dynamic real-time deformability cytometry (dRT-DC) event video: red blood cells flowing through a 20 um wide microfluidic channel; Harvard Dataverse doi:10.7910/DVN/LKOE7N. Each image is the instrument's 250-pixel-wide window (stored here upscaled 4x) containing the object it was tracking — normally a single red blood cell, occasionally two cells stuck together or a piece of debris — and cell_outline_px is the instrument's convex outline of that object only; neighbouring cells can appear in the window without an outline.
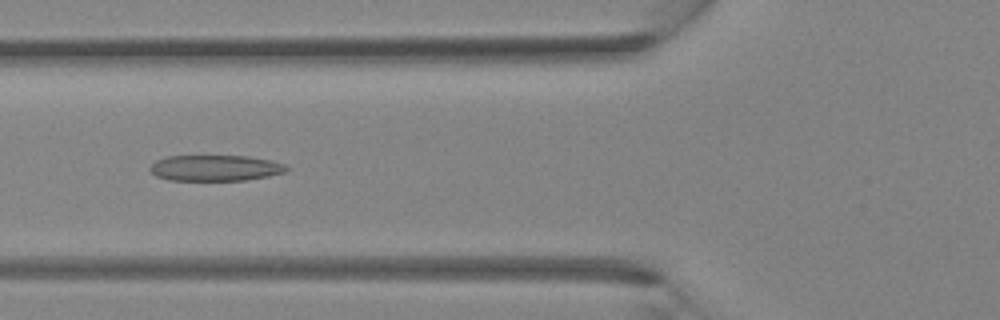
{"species": "Egyptian fruit bat (a non-hibernating species)", "species_latin": "Rousettus aegyptiacus", "temperature_condition": "room temperature", "stored_images_in_passage": 39, "camera_frame_rate_fps": 3000, "um_per_image_px": 0.085, "animal": {"sex": "female"}, "frame": {"image": 1, "passage_image": 15, "time_ms": 4.667, "image_size_px": [1000, 320], "cell_outline_px": [[292, 168], [284, 172], [268, 176], [244, 180], [168, 180], [156, 176], [148, 168], [156, 160], [168, 156], [248, 156], [272, 160], [284, 164]], "centroid_in_image_um": [18.31, 14.27], "position_along_channel_um": 107.5, "area_um2": 20.63}}
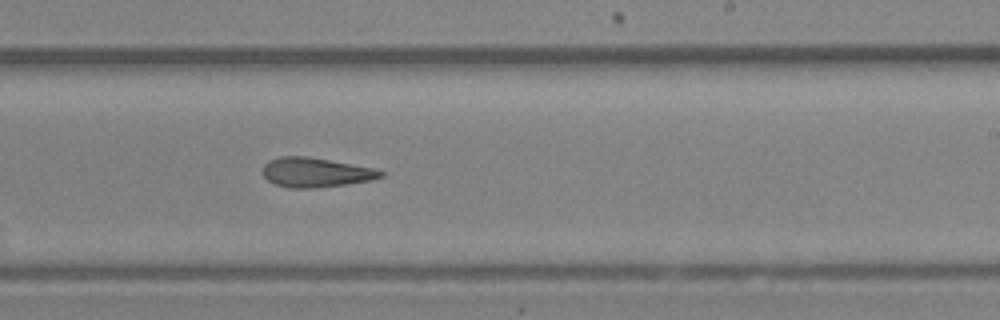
{"frame": {"image": 2, "passage_image": 24, "time_ms": 7.667, "image_size_px": [1000, 320], "cell_outline_px": [[384, 176], [372, 180], [344, 184], [312, 188], [288, 188], [276, 184], [268, 180], [264, 176], [264, 164], [268, 160], [280, 156], [308, 156], [372, 168], [384, 172]], "centroid_in_image_um": [26.81, 14.65], "position_along_channel_um": 262.2, "area_um2": 20.06}}
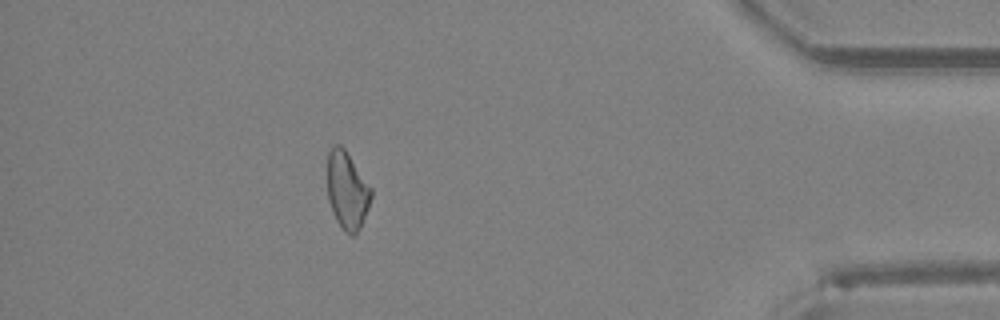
{"frame": {"image": 3, "passage_image": 35, "time_ms": 11.333, "image_size_px": [1000, 320], "cell_outline_px": [[372, 196], [368, 208], [360, 228], [352, 236], [344, 232], [336, 220], [332, 212], [328, 200], [328, 152], [336, 144], [340, 144], [344, 148], [372, 188]], "centroid_in_image_um": [29.51, 16.2], "position_along_channel_um": 405.7, "area_um2": 19.71}}